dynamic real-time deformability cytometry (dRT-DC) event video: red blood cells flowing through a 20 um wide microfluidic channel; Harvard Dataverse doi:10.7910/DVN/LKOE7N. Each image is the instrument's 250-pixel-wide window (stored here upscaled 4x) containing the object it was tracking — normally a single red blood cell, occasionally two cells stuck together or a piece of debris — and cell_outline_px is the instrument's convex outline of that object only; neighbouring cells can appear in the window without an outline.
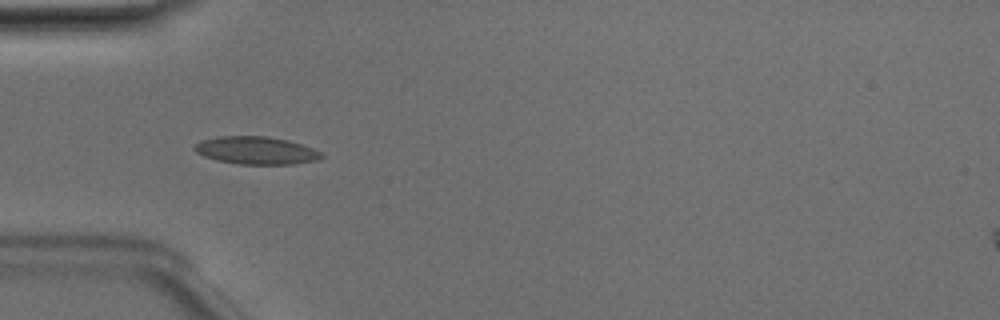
{"species": "Egyptian fruit bat (a non-hibernating species)", "species_latin": "Rousettus aegyptiacus", "temperature_condition": "room temperature", "stored_images_in_passage": 6, "camera_frame_rate_fps": 3000, "um_per_image_px": 0.085, "animal": {"sex": "male"}, "frame": {"image": 1, "passage_image": 4, "time_ms": 1.0, "image_size_px": [1000, 320], "cell_outline_px": [[324, 156], [320, 160], [292, 164], [240, 164], [216, 160], [204, 156], [196, 152], [192, 148], [200, 140], [220, 136], [268, 136], [288, 140], [324, 152]], "centroid_in_image_um": [21.79, 12.79], "position_along_channel_um": 63.2, "area_um2": 20.63}}